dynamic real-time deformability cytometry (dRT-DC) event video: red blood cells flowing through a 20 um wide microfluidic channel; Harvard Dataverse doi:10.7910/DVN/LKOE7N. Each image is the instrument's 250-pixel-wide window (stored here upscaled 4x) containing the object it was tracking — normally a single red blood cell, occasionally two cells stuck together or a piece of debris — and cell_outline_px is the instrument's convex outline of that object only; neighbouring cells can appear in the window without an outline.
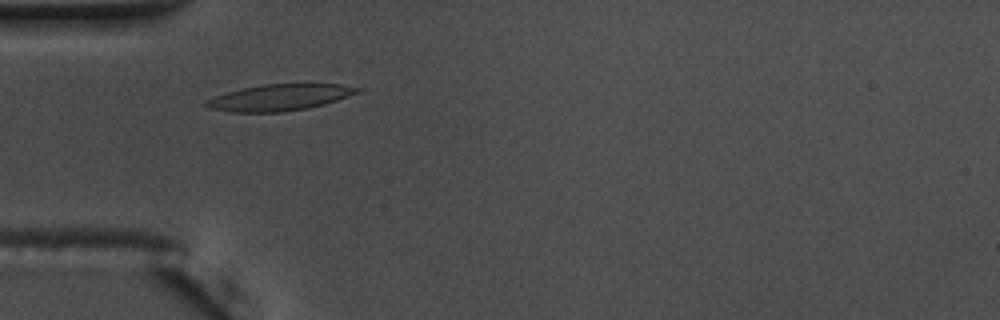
{"species": "common noctule bat (a hibernating species)", "species_latin": "Nyctalus noctula", "temperature_condition": "warm", "stored_images_in_passage": 49, "camera_frame_rate_fps": 3000, "um_per_image_px": 0.085, "animal": {"sex": "male", "body_mass_g": 17.5, "forearm_length_mm": 52.3}, "frame": {"image": 1, "passage_image": 11, "time_ms": 3.333, "image_size_px": [1000, 320], "cell_outline_px": [[364, 88], [360, 92], [324, 104], [308, 108], [280, 112], [232, 112], [208, 108], [204, 104], [208, 100], [216, 96], [228, 92], [244, 88], [264, 84], [340, 84]], "centroid_in_image_um": [23.81, 8.28], "position_along_channel_um": 61.2, "area_um2": 22.95}}
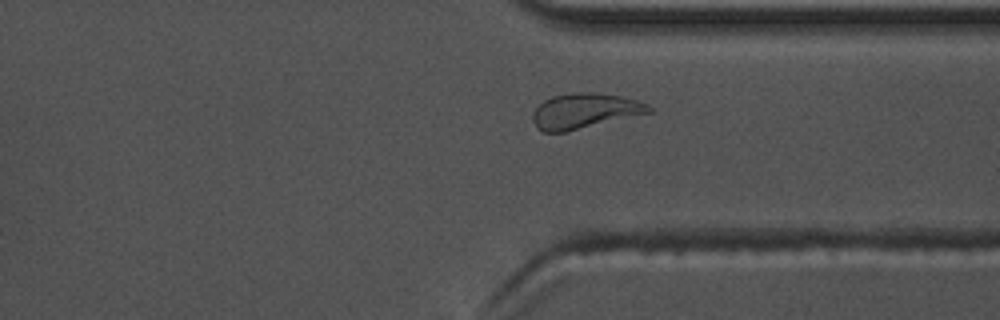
{"frame": {"image": 2, "passage_image": 36, "time_ms": 11.667, "image_size_px": [1000, 320], "cell_outline_px": [[652, 112], [564, 132], [544, 132], [536, 128], [532, 120], [532, 112], [544, 100], [552, 96], [576, 92], [596, 92], [620, 96], [636, 100], [648, 104], [652, 108]], "centroid_in_image_um": [49.67, 9.42], "position_along_channel_um": 361.7, "area_um2": 23.76}}
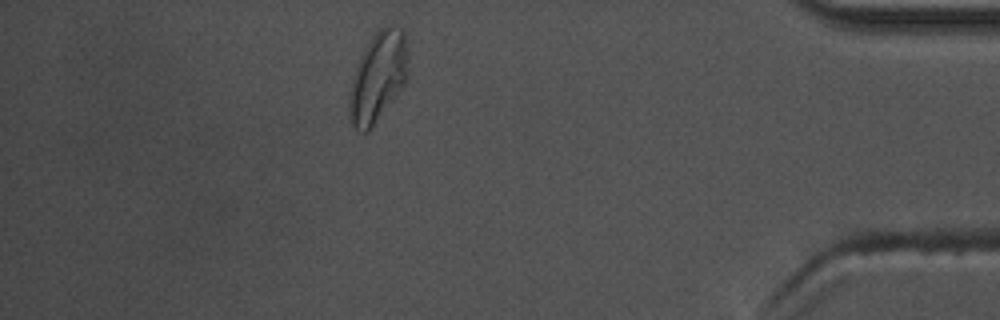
{"frame": {"image": 3, "passage_image": 43, "time_ms": 14.0, "image_size_px": [1000, 320], "cell_outline_px": [[408, 68], [404, 84], [372, 128], [368, 132], [364, 132], [356, 128], [352, 124], [348, 112], [348, 92], [352, 76], [360, 56], [364, 48], [372, 36], [380, 28], [392, 24], [404, 28], [408, 52]], "centroid_in_image_um": [32.12, 6.51], "position_along_channel_um": 403.1, "area_um2": 31.15}, "authors_computed_cell_mechanics": {"area_um2": 22.7154, "velocity_mm_per_s": 3.6409, "shape_relaxation_time_tau1_ms": 5.1311, "shape_relaxation_time_tau2_ms": 2.4127, "deformation_change_tau1": 0.1789, "deformation_change_tau2": 0.1095}}